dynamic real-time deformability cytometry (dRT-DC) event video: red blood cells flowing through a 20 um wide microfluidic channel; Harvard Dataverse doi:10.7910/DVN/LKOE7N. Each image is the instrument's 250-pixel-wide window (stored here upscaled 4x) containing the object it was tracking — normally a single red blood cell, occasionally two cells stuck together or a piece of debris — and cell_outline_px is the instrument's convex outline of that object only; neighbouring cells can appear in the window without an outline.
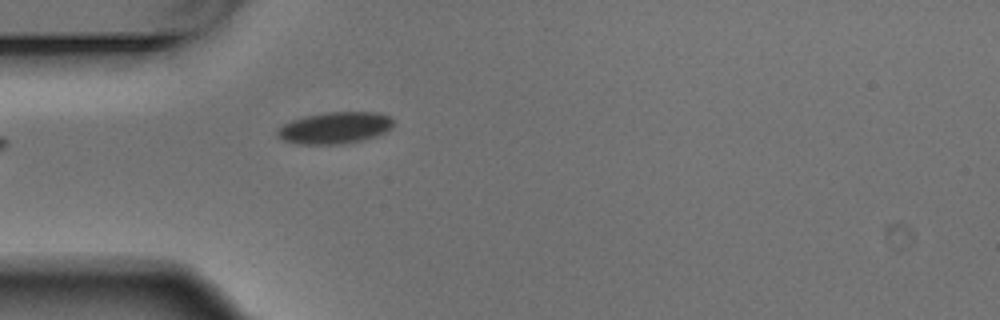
{"species": "Egyptian fruit bat (a non-hibernating species)", "species_latin": "Rousettus aegyptiacus", "temperature_condition": "warm", "stored_images_in_passage": 1, "camera_frame_rate_fps": 3000, "um_per_image_px": 0.085, "animal": {"sex": "male"}, "frame": {"image": 1, "passage_image": 1, "time_ms": 0.0, "image_size_px": [1000, 320], "cell_outline_px": [[392, 128], [376, 136], [344, 144], [296, 144], [284, 140], [276, 136], [276, 132], [284, 124], [292, 120], [304, 116], [328, 112], [376, 112], [388, 116], [392, 120]], "centroid_in_image_um": [28.44, 10.87], "position_along_channel_um": 56.6, "area_um2": 21.27}}